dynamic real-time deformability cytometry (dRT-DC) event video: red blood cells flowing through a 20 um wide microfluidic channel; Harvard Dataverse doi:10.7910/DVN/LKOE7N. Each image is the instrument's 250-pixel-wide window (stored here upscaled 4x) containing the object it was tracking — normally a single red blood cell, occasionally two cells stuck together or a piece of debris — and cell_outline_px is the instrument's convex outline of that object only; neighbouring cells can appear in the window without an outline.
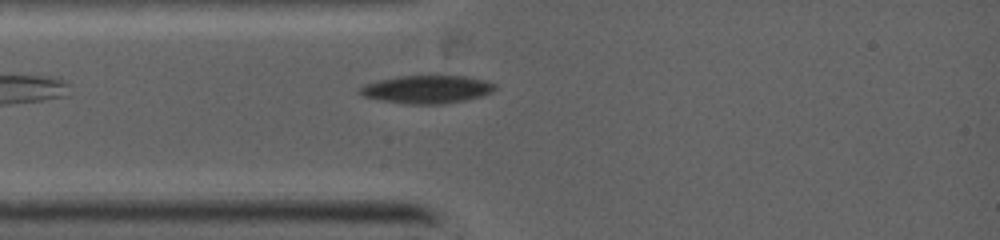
{"species": "common noctule bat (a hibernating species)", "species_latin": "Nyctalus noctula", "temperature_condition": "warm", "stored_images_in_passage": 3, "camera_frame_rate_fps": 5000, "um_per_image_px": 0.085, "animal": {"sex": "female", "body_mass_g": 19.0, "forearm_length_mm": 53.3}, "frame": {"image": 1, "passage_image": 3, "time_ms": 1.4, "image_size_px": [1000, 240], "cell_outline_px": [[496, 88], [492, 92], [480, 96], [464, 100], [440, 104], [408, 104], [380, 100], [364, 96], [356, 92], [364, 84], [376, 80], [396, 76], [468, 76], [484, 80], [496, 84]], "centroid_in_image_um": [36.25, 7.58], "position_along_channel_um": 48.7, "area_um2": 22.08}}